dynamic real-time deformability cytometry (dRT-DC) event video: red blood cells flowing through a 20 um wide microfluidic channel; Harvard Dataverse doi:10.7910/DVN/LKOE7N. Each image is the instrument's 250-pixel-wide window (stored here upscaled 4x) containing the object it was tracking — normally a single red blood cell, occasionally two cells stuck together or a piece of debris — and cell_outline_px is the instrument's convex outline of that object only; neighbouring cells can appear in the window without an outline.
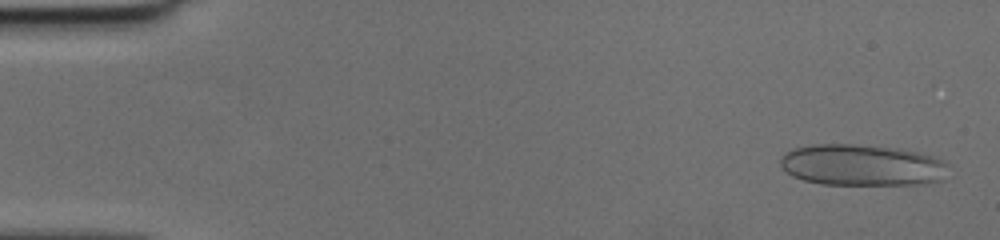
{"species": "human", "species_latin": "Homo sapiens", "temperature_condition": "cold", "stored_images_in_passage": 49, "camera_frame_rate_fps": 3000, "um_per_image_px": 0.085, "donor": {"sex": "female"}, "frame": {"image": 1, "passage_image": 2, "time_ms": 0.333, "image_size_px": [1000, 240], "cell_outline_px": [[948, 164], [944, 180], [928, 184], [820, 184], [804, 180], [792, 176], [780, 164], [780, 156], [784, 152], [796, 148], [816, 144], [848, 144], [888, 148], [916, 152], [936, 156]], "centroid_in_image_um": [73.28, 14.05], "position_along_channel_um": 11.7, "area_um2": 40.29}}
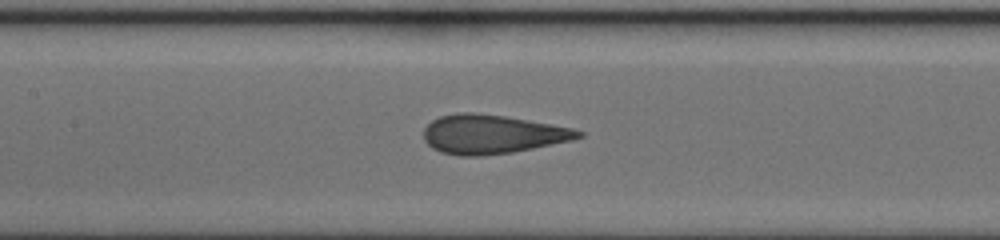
{"frame": {"image": 2, "passage_image": 23, "time_ms": 7.333, "image_size_px": [1000, 240], "cell_outline_px": [[584, 136], [572, 140], [512, 152], [480, 156], [460, 156], [440, 152], [432, 148], [424, 140], [424, 128], [432, 120], [440, 116], [460, 112], [472, 112], [504, 116], [572, 128], [584, 132]], "centroid_in_image_um": [41.79, 11.41], "position_along_channel_um": 165.6, "area_um2": 34.91}}
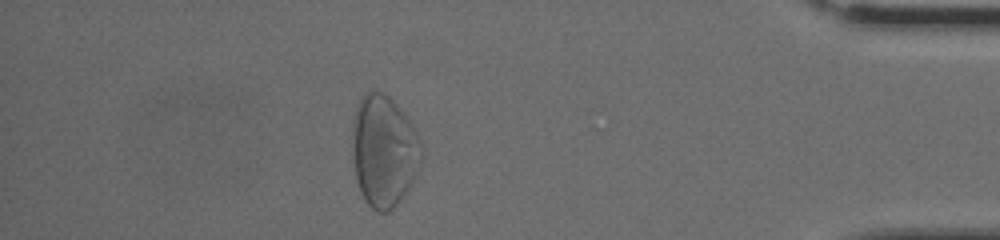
{"frame": {"image": 3, "passage_image": 43, "time_ms": 14.0, "image_size_px": [1000, 240], "cell_outline_px": [[424, 152], [420, 164], [408, 188], [400, 200], [388, 212], [376, 212], [364, 200], [360, 192], [356, 180], [352, 152], [352, 120], [360, 96], [364, 92], [372, 88], [376, 88], [388, 96], [400, 108], [420, 140]], "centroid_in_image_um": [32.59, 12.79], "position_along_channel_um": 402.6, "area_um2": 45.32}}